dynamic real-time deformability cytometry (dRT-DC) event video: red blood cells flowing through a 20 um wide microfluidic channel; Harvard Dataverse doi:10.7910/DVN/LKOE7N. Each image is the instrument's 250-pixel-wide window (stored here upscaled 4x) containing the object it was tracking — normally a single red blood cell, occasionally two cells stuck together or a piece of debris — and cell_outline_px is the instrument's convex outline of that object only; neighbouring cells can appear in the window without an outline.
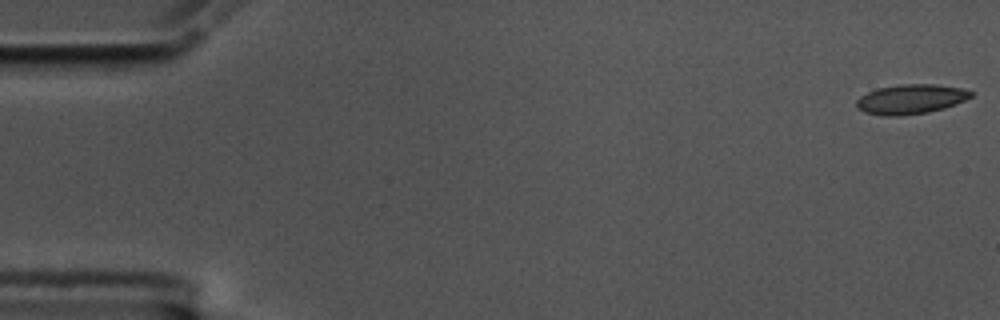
{"species": "common noctule bat (a hibernating species)", "species_latin": "Nyctalus noctula", "temperature_condition": "cold", "stored_images_in_passage": 58, "camera_frame_rate_fps": 3000, "um_per_image_px": 0.085, "animal": {"sex": "male", "body_mass_g": 17.5, "forearm_length_mm": 52.3}, "frame": {"image": 1, "passage_image": 1, "time_ms": 0.0, "image_size_px": [1000, 320], "cell_outline_px": [[976, 92], [972, 96], [956, 104], [944, 108], [928, 112], [900, 116], [884, 116], [864, 112], [856, 108], [856, 100], [860, 96], [876, 88], [900, 84], [932, 84], [960, 88]], "centroid_in_image_um": [77.39, 8.43], "position_along_channel_um": 7.6, "area_um2": 19.88}}
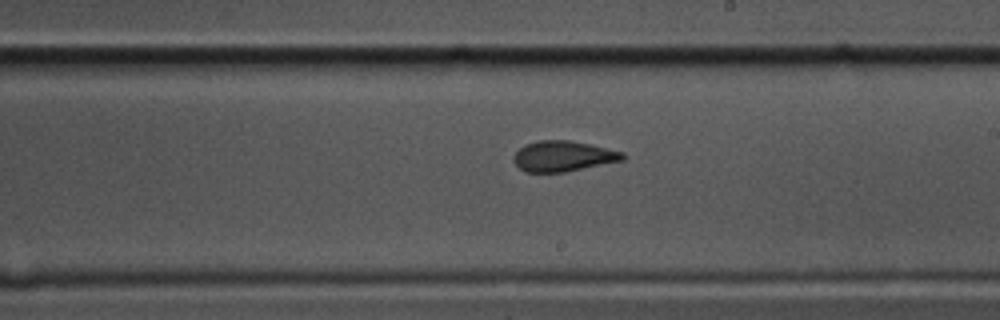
{"frame": {"image": 2, "passage_image": 33, "time_ms": 10.667, "image_size_px": [1000, 320], "cell_outline_px": [[624, 160], [564, 172], [524, 172], [512, 160], [512, 156], [524, 144], [536, 140], [568, 140], [592, 144], [624, 152]], "centroid_in_image_um": [47.85, 13.26], "position_along_channel_um": 241.2, "area_um2": 19.54}}
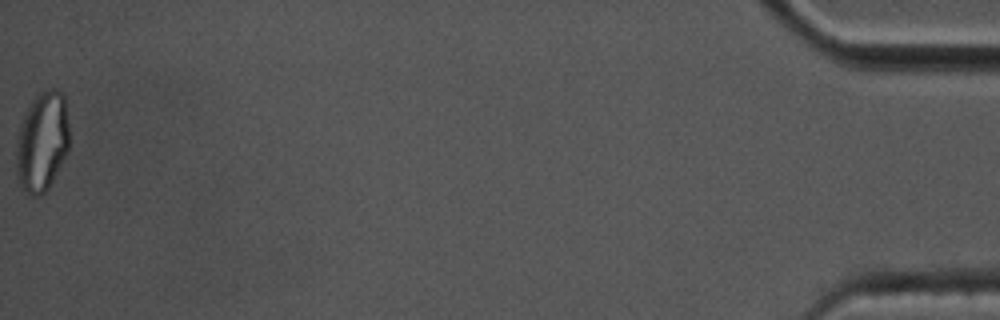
{"frame": {"image": 3, "passage_image": 58, "time_ms": 19.0, "image_size_px": [1000, 320], "cell_outline_px": [[68, 152], [48, 188], [40, 196], [28, 196], [24, 192], [20, 184], [16, 172], [16, 152], [20, 124], [32, 100], [40, 92], [52, 88], [56, 88], [64, 92], [68, 124]], "centroid_in_image_um": [3.58, 12.05], "position_along_channel_um": 431.6, "area_um2": 30.92}, "authors_computed_cell_mechanics": {"area_um2": 19.8254, "velocity_mm_per_s": 3.4837, "shape_relaxation_time_tau1_ms": 5.6463, "shape_relaxation_time_tau2_ms": 1.8798, "deformation_change_tau1": 0.163, "deformation_change_tau2": 0.0844}}